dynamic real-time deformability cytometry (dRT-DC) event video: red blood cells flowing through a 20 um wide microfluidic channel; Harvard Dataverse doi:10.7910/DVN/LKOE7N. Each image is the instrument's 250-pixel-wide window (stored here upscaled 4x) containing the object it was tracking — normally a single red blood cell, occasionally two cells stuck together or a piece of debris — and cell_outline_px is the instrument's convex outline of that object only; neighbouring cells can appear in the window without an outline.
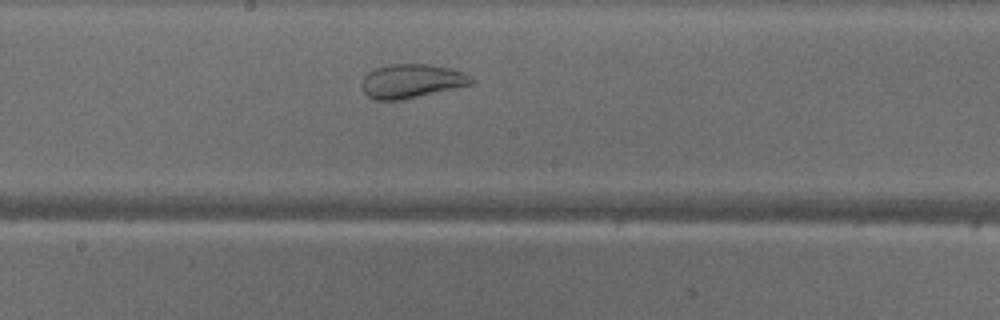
{"species": "common noctule bat (a hibernating species)", "species_latin": "Nyctalus noctula", "temperature_condition": "warm", "stored_images_in_passage": 32, "camera_frame_rate_fps": 3000, "um_per_image_px": 0.085, "animal": {"sex": "male", "body_mass_g": 18.8}, "frame": {"image": 1, "passage_image": 19, "time_ms": 6.0, "image_size_px": [1000, 320], "cell_outline_px": [[476, 80], [472, 84], [400, 100], [376, 100], [368, 96], [364, 92], [360, 84], [364, 76], [368, 72], [376, 68], [388, 64], [428, 64], [448, 68], [464, 72], [472, 76]], "centroid_in_image_um": [34.97, 6.88], "position_along_channel_um": 213.2, "area_um2": 21.62}, "authors_computed_cell_mechanics": {"area_um2": 27.0215, "velocity_mm_per_s": 4.0993, "shape_relaxation_time_tau1_ms": null, "shape_relaxation_time_tau2_ms": 1.0297, "deformation_change_tau1": null, "deformation_change_tau2": 0.0724}}